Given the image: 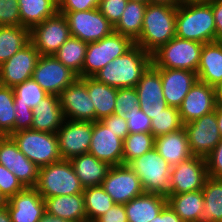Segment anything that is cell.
<instances>
[{"instance_id": "obj_1", "label": "cell", "mask_w": 222, "mask_h": 222, "mask_svg": "<svg viewBox=\"0 0 222 222\" xmlns=\"http://www.w3.org/2000/svg\"><path fill=\"white\" fill-rule=\"evenodd\" d=\"M152 65V54L134 44L95 73L93 78L115 88H133Z\"/></svg>"}, {"instance_id": "obj_2", "label": "cell", "mask_w": 222, "mask_h": 222, "mask_svg": "<svg viewBox=\"0 0 222 222\" xmlns=\"http://www.w3.org/2000/svg\"><path fill=\"white\" fill-rule=\"evenodd\" d=\"M177 7L149 3L143 18L142 32L134 41L144 51L152 54L176 36Z\"/></svg>"}, {"instance_id": "obj_3", "label": "cell", "mask_w": 222, "mask_h": 222, "mask_svg": "<svg viewBox=\"0 0 222 222\" xmlns=\"http://www.w3.org/2000/svg\"><path fill=\"white\" fill-rule=\"evenodd\" d=\"M176 36L200 43L216 41V25L210 3H190L177 6Z\"/></svg>"}, {"instance_id": "obj_4", "label": "cell", "mask_w": 222, "mask_h": 222, "mask_svg": "<svg viewBox=\"0 0 222 222\" xmlns=\"http://www.w3.org/2000/svg\"><path fill=\"white\" fill-rule=\"evenodd\" d=\"M139 177L144 193L170 195L171 166L155 148L127 164Z\"/></svg>"}, {"instance_id": "obj_5", "label": "cell", "mask_w": 222, "mask_h": 222, "mask_svg": "<svg viewBox=\"0 0 222 222\" xmlns=\"http://www.w3.org/2000/svg\"><path fill=\"white\" fill-rule=\"evenodd\" d=\"M34 188L44 199L60 195L83 194L84 190L71 162L65 159L40 167Z\"/></svg>"}, {"instance_id": "obj_6", "label": "cell", "mask_w": 222, "mask_h": 222, "mask_svg": "<svg viewBox=\"0 0 222 222\" xmlns=\"http://www.w3.org/2000/svg\"><path fill=\"white\" fill-rule=\"evenodd\" d=\"M202 47L203 43L175 36L152 53V66L197 73Z\"/></svg>"}, {"instance_id": "obj_7", "label": "cell", "mask_w": 222, "mask_h": 222, "mask_svg": "<svg viewBox=\"0 0 222 222\" xmlns=\"http://www.w3.org/2000/svg\"><path fill=\"white\" fill-rule=\"evenodd\" d=\"M9 136L19 150L39 168L61 160L57 133L26 129Z\"/></svg>"}, {"instance_id": "obj_8", "label": "cell", "mask_w": 222, "mask_h": 222, "mask_svg": "<svg viewBox=\"0 0 222 222\" xmlns=\"http://www.w3.org/2000/svg\"><path fill=\"white\" fill-rule=\"evenodd\" d=\"M135 42L128 36L113 31L103 39L88 43L82 78L93 77L96 72L127 52Z\"/></svg>"}, {"instance_id": "obj_9", "label": "cell", "mask_w": 222, "mask_h": 222, "mask_svg": "<svg viewBox=\"0 0 222 222\" xmlns=\"http://www.w3.org/2000/svg\"><path fill=\"white\" fill-rule=\"evenodd\" d=\"M59 13L66 17L71 36L86 43L99 41L114 31V26L98 8Z\"/></svg>"}, {"instance_id": "obj_10", "label": "cell", "mask_w": 222, "mask_h": 222, "mask_svg": "<svg viewBox=\"0 0 222 222\" xmlns=\"http://www.w3.org/2000/svg\"><path fill=\"white\" fill-rule=\"evenodd\" d=\"M70 36L67 19L59 12L30 30V42L40 55H54Z\"/></svg>"}, {"instance_id": "obj_11", "label": "cell", "mask_w": 222, "mask_h": 222, "mask_svg": "<svg viewBox=\"0 0 222 222\" xmlns=\"http://www.w3.org/2000/svg\"><path fill=\"white\" fill-rule=\"evenodd\" d=\"M32 78L46 93L59 96L67 86L78 78V75L54 55H41Z\"/></svg>"}, {"instance_id": "obj_12", "label": "cell", "mask_w": 222, "mask_h": 222, "mask_svg": "<svg viewBox=\"0 0 222 222\" xmlns=\"http://www.w3.org/2000/svg\"><path fill=\"white\" fill-rule=\"evenodd\" d=\"M65 119L73 121H96V110L89 96L86 77L77 78L59 95Z\"/></svg>"}, {"instance_id": "obj_13", "label": "cell", "mask_w": 222, "mask_h": 222, "mask_svg": "<svg viewBox=\"0 0 222 222\" xmlns=\"http://www.w3.org/2000/svg\"><path fill=\"white\" fill-rule=\"evenodd\" d=\"M193 156L206 158L221 140L215 111L184 124Z\"/></svg>"}, {"instance_id": "obj_14", "label": "cell", "mask_w": 222, "mask_h": 222, "mask_svg": "<svg viewBox=\"0 0 222 222\" xmlns=\"http://www.w3.org/2000/svg\"><path fill=\"white\" fill-rule=\"evenodd\" d=\"M101 186L115 204H126L144 193L139 177L128 165L111 166Z\"/></svg>"}, {"instance_id": "obj_15", "label": "cell", "mask_w": 222, "mask_h": 222, "mask_svg": "<svg viewBox=\"0 0 222 222\" xmlns=\"http://www.w3.org/2000/svg\"><path fill=\"white\" fill-rule=\"evenodd\" d=\"M92 133L93 122L65 119L57 131L61 159L70 160L72 157L88 153Z\"/></svg>"}, {"instance_id": "obj_16", "label": "cell", "mask_w": 222, "mask_h": 222, "mask_svg": "<svg viewBox=\"0 0 222 222\" xmlns=\"http://www.w3.org/2000/svg\"><path fill=\"white\" fill-rule=\"evenodd\" d=\"M207 177L206 159L192 156L171 167L170 195L202 190Z\"/></svg>"}, {"instance_id": "obj_17", "label": "cell", "mask_w": 222, "mask_h": 222, "mask_svg": "<svg viewBox=\"0 0 222 222\" xmlns=\"http://www.w3.org/2000/svg\"><path fill=\"white\" fill-rule=\"evenodd\" d=\"M0 164L10 170L24 187H35L37 167L17 147L10 136H0Z\"/></svg>"}, {"instance_id": "obj_18", "label": "cell", "mask_w": 222, "mask_h": 222, "mask_svg": "<svg viewBox=\"0 0 222 222\" xmlns=\"http://www.w3.org/2000/svg\"><path fill=\"white\" fill-rule=\"evenodd\" d=\"M40 56L34 45L29 42L0 66V85L13 88L31 79Z\"/></svg>"}, {"instance_id": "obj_19", "label": "cell", "mask_w": 222, "mask_h": 222, "mask_svg": "<svg viewBox=\"0 0 222 222\" xmlns=\"http://www.w3.org/2000/svg\"><path fill=\"white\" fill-rule=\"evenodd\" d=\"M88 153L110 166L123 165V140L101 121H95Z\"/></svg>"}, {"instance_id": "obj_20", "label": "cell", "mask_w": 222, "mask_h": 222, "mask_svg": "<svg viewBox=\"0 0 222 222\" xmlns=\"http://www.w3.org/2000/svg\"><path fill=\"white\" fill-rule=\"evenodd\" d=\"M216 105L215 87L197 80L183 99L179 113L187 124L215 111Z\"/></svg>"}, {"instance_id": "obj_21", "label": "cell", "mask_w": 222, "mask_h": 222, "mask_svg": "<svg viewBox=\"0 0 222 222\" xmlns=\"http://www.w3.org/2000/svg\"><path fill=\"white\" fill-rule=\"evenodd\" d=\"M12 222H39L46 212L44 198L34 187H25L6 203Z\"/></svg>"}, {"instance_id": "obj_22", "label": "cell", "mask_w": 222, "mask_h": 222, "mask_svg": "<svg viewBox=\"0 0 222 222\" xmlns=\"http://www.w3.org/2000/svg\"><path fill=\"white\" fill-rule=\"evenodd\" d=\"M139 108L150 115H155L168 107L163 94L160 73L151 65L135 86Z\"/></svg>"}, {"instance_id": "obj_23", "label": "cell", "mask_w": 222, "mask_h": 222, "mask_svg": "<svg viewBox=\"0 0 222 222\" xmlns=\"http://www.w3.org/2000/svg\"><path fill=\"white\" fill-rule=\"evenodd\" d=\"M155 69L160 73L167 105L179 108L191 87L198 80L197 73L182 69Z\"/></svg>"}, {"instance_id": "obj_24", "label": "cell", "mask_w": 222, "mask_h": 222, "mask_svg": "<svg viewBox=\"0 0 222 222\" xmlns=\"http://www.w3.org/2000/svg\"><path fill=\"white\" fill-rule=\"evenodd\" d=\"M32 111L33 122L31 129L36 131L57 133L65 121L59 96L57 95L48 94Z\"/></svg>"}, {"instance_id": "obj_25", "label": "cell", "mask_w": 222, "mask_h": 222, "mask_svg": "<svg viewBox=\"0 0 222 222\" xmlns=\"http://www.w3.org/2000/svg\"><path fill=\"white\" fill-rule=\"evenodd\" d=\"M154 148L171 167L193 156L185 128L155 137Z\"/></svg>"}, {"instance_id": "obj_26", "label": "cell", "mask_w": 222, "mask_h": 222, "mask_svg": "<svg viewBox=\"0 0 222 222\" xmlns=\"http://www.w3.org/2000/svg\"><path fill=\"white\" fill-rule=\"evenodd\" d=\"M197 77L213 87L222 82V41L203 44Z\"/></svg>"}, {"instance_id": "obj_27", "label": "cell", "mask_w": 222, "mask_h": 222, "mask_svg": "<svg viewBox=\"0 0 222 222\" xmlns=\"http://www.w3.org/2000/svg\"><path fill=\"white\" fill-rule=\"evenodd\" d=\"M69 161L84 189L101 185L111 168L90 153L72 157Z\"/></svg>"}, {"instance_id": "obj_28", "label": "cell", "mask_w": 222, "mask_h": 222, "mask_svg": "<svg viewBox=\"0 0 222 222\" xmlns=\"http://www.w3.org/2000/svg\"><path fill=\"white\" fill-rule=\"evenodd\" d=\"M46 212L72 222H87L83 194L45 198Z\"/></svg>"}, {"instance_id": "obj_29", "label": "cell", "mask_w": 222, "mask_h": 222, "mask_svg": "<svg viewBox=\"0 0 222 222\" xmlns=\"http://www.w3.org/2000/svg\"><path fill=\"white\" fill-rule=\"evenodd\" d=\"M167 205V197L143 193L124 204L128 222H151Z\"/></svg>"}, {"instance_id": "obj_30", "label": "cell", "mask_w": 222, "mask_h": 222, "mask_svg": "<svg viewBox=\"0 0 222 222\" xmlns=\"http://www.w3.org/2000/svg\"><path fill=\"white\" fill-rule=\"evenodd\" d=\"M86 86L96 110V121L114 114L118 88L99 82L93 77H86Z\"/></svg>"}, {"instance_id": "obj_31", "label": "cell", "mask_w": 222, "mask_h": 222, "mask_svg": "<svg viewBox=\"0 0 222 222\" xmlns=\"http://www.w3.org/2000/svg\"><path fill=\"white\" fill-rule=\"evenodd\" d=\"M167 204L184 222H199L205 204L203 191L169 195Z\"/></svg>"}, {"instance_id": "obj_32", "label": "cell", "mask_w": 222, "mask_h": 222, "mask_svg": "<svg viewBox=\"0 0 222 222\" xmlns=\"http://www.w3.org/2000/svg\"><path fill=\"white\" fill-rule=\"evenodd\" d=\"M21 26L31 30L58 12L54 0H18Z\"/></svg>"}, {"instance_id": "obj_33", "label": "cell", "mask_w": 222, "mask_h": 222, "mask_svg": "<svg viewBox=\"0 0 222 222\" xmlns=\"http://www.w3.org/2000/svg\"><path fill=\"white\" fill-rule=\"evenodd\" d=\"M202 191L205 204L199 222H222V179L208 176Z\"/></svg>"}, {"instance_id": "obj_34", "label": "cell", "mask_w": 222, "mask_h": 222, "mask_svg": "<svg viewBox=\"0 0 222 222\" xmlns=\"http://www.w3.org/2000/svg\"><path fill=\"white\" fill-rule=\"evenodd\" d=\"M30 42V30L19 26H0V66Z\"/></svg>"}, {"instance_id": "obj_35", "label": "cell", "mask_w": 222, "mask_h": 222, "mask_svg": "<svg viewBox=\"0 0 222 222\" xmlns=\"http://www.w3.org/2000/svg\"><path fill=\"white\" fill-rule=\"evenodd\" d=\"M146 6L147 4L141 2L128 1L120 20L114 26V31L135 41L142 32Z\"/></svg>"}, {"instance_id": "obj_36", "label": "cell", "mask_w": 222, "mask_h": 222, "mask_svg": "<svg viewBox=\"0 0 222 222\" xmlns=\"http://www.w3.org/2000/svg\"><path fill=\"white\" fill-rule=\"evenodd\" d=\"M88 43L79 38L72 37L64 42L54 56L66 67L82 78V67L85 60Z\"/></svg>"}, {"instance_id": "obj_37", "label": "cell", "mask_w": 222, "mask_h": 222, "mask_svg": "<svg viewBox=\"0 0 222 222\" xmlns=\"http://www.w3.org/2000/svg\"><path fill=\"white\" fill-rule=\"evenodd\" d=\"M83 195L87 222H94L115 205L101 185L85 188Z\"/></svg>"}, {"instance_id": "obj_38", "label": "cell", "mask_w": 222, "mask_h": 222, "mask_svg": "<svg viewBox=\"0 0 222 222\" xmlns=\"http://www.w3.org/2000/svg\"><path fill=\"white\" fill-rule=\"evenodd\" d=\"M151 133L154 137L172 133L184 128L179 108L168 106L155 115H150Z\"/></svg>"}, {"instance_id": "obj_39", "label": "cell", "mask_w": 222, "mask_h": 222, "mask_svg": "<svg viewBox=\"0 0 222 222\" xmlns=\"http://www.w3.org/2000/svg\"><path fill=\"white\" fill-rule=\"evenodd\" d=\"M155 137L148 133H129L123 140V165L154 148Z\"/></svg>"}, {"instance_id": "obj_40", "label": "cell", "mask_w": 222, "mask_h": 222, "mask_svg": "<svg viewBox=\"0 0 222 222\" xmlns=\"http://www.w3.org/2000/svg\"><path fill=\"white\" fill-rule=\"evenodd\" d=\"M12 89L15 107H29L33 109L48 95L33 78L14 86Z\"/></svg>"}, {"instance_id": "obj_41", "label": "cell", "mask_w": 222, "mask_h": 222, "mask_svg": "<svg viewBox=\"0 0 222 222\" xmlns=\"http://www.w3.org/2000/svg\"><path fill=\"white\" fill-rule=\"evenodd\" d=\"M15 122L14 92L11 87L0 85V134H13Z\"/></svg>"}, {"instance_id": "obj_42", "label": "cell", "mask_w": 222, "mask_h": 222, "mask_svg": "<svg viewBox=\"0 0 222 222\" xmlns=\"http://www.w3.org/2000/svg\"><path fill=\"white\" fill-rule=\"evenodd\" d=\"M136 107H139V98L136 88H118L114 114L124 116Z\"/></svg>"}, {"instance_id": "obj_43", "label": "cell", "mask_w": 222, "mask_h": 222, "mask_svg": "<svg viewBox=\"0 0 222 222\" xmlns=\"http://www.w3.org/2000/svg\"><path fill=\"white\" fill-rule=\"evenodd\" d=\"M128 124L129 133L151 132V119L139 107H136L123 116Z\"/></svg>"}, {"instance_id": "obj_44", "label": "cell", "mask_w": 222, "mask_h": 222, "mask_svg": "<svg viewBox=\"0 0 222 222\" xmlns=\"http://www.w3.org/2000/svg\"><path fill=\"white\" fill-rule=\"evenodd\" d=\"M25 187L17 177L6 167L0 164V193L6 200L20 192Z\"/></svg>"}, {"instance_id": "obj_45", "label": "cell", "mask_w": 222, "mask_h": 222, "mask_svg": "<svg viewBox=\"0 0 222 222\" xmlns=\"http://www.w3.org/2000/svg\"><path fill=\"white\" fill-rule=\"evenodd\" d=\"M21 25L18 0H0V26Z\"/></svg>"}, {"instance_id": "obj_46", "label": "cell", "mask_w": 222, "mask_h": 222, "mask_svg": "<svg viewBox=\"0 0 222 222\" xmlns=\"http://www.w3.org/2000/svg\"><path fill=\"white\" fill-rule=\"evenodd\" d=\"M128 0H100L98 10L115 26L121 18Z\"/></svg>"}, {"instance_id": "obj_47", "label": "cell", "mask_w": 222, "mask_h": 222, "mask_svg": "<svg viewBox=\"0 0 222 222\" xmlns=\"http://www.w3.org/2000/svg\"><path fill=\"white\" fill-rule=\"evenodd\" d=\"M209 177L222 179V138L212 152L205 158Z\"/></svg>"}, {"instance_id": "obj_48", "label": "cell", "mask_w": 222, "mask_h": 222, "mask_svg": "<svg viewBox=\"0 0 222 222\" xmlns=\"http://www.w3.org/2000/svg\"><path fill=\"white\" fill-rule=\"evenodd\" d=\"M100 0H62L58 12L88 11L98 8Z\"/></svg>"}, {"instance_id": "obj_49", "label": "cell", "mask_w": 222, "mask_h": 222, "mask_svg": "<svg viewBox=\"0 0 222 222\" xmlns=\"http://www.w3.org/2000/svg\"><path fill=\"white\" fill-rule=\"evenodd\" d=\"M101 122L110 128L116 134V136L120 137L122 140H124L129 134L128 124L123 116L112 114L103 118Z\"/></svg>"}, {"instance_id": "obj_50", "label": "cell", "mask_w": 222, "mask_h": 222, "mask_svg": "<svg viewBox=\"0 0 222 222\" xmlns=\"http://www.w3.org/2000/svg\"><path fill=\"white\" fill-rule=\"evenodd\" d=\"M33 111L31 108L15 107V122L13 133L19 130L31 129Z\"/></svg>"}, {"instance_id": "obj_51", "label": "cell", "mask_w": 222, "mask_h": 222, "mask_svg": "<svg viewBox=\"0 0 222 222\" xmlns=\"http://www.w3.org/2000/svg\"><path fill=\"white\" fill-rule=\"evenodd\" d=\"M94 222H128L124 205L115 204L110 210L101 215Z\"/></svg>"}, {"instance_id": "obj_52", "label": "cell", "mask_w": 222, "mask_h": 222, "mask_svg": "<svg viewBox=\"0 0 222 222\" xmlns=\"http://www.w3.org/2000/svg\"><path fill=\"white\" fill-rule=\"evenodd\" d=\"M212 6L216 25V41H222V0H212Z\"/></svg>"}, {"instance_id": "obj_53", "label": "cell", "mask_w": 222, "mask_h": 222, "mask_svg": "<svg viewBox=\"0 0 222 222\" xmlns=\"http://www.w3.org/2000/svg\"><path fill=\"white\" fill-rule=\"evenodd\" d=\"M151 222H184L168 204L162 209L161 213Z\"/></svg>"}, {"instance_id": "obj_54", "label": "cell", "mask_w": 222, "mask_h": 222, "mask_svg": "<svg viewBox=\"0 0 222 222\" xmlns=\"http://www.w3.org/2000/svg\"><path fill=\"white\" fill-rule=\"evenodd\" d=\"M39 222H72V221L61 219L60 217L45 212Z\"/></svg>"}, {"instance_id": "obj_55", "label": "cell", "mask_w": 222, "mask_h": 222, "mask_svg": "<svg viewBox=\"0 0 222 222\" xmlns=\"http://www.w3.org/2000/svg\"><path fill=\"white\" fill-rule=\"evenodd\" d=\"M215 114L218 122L219 132L222 138V103H217L215 107Z\"/></svg>"}, {"instance_id": "obj_56", "label": "cell", "mask_w": 222, "mask_h": 222, "mask_svg": "<svg viewBox=\"0 0 222 222\" xmlns=\"http://www.w3.org/2000/svg\"><path fill=\"white\" fill-rule=\"evenodd\" d=\"M0 222H12L6 205L0 208Z\"/></svg>"}, {"instance_id": "obj_57", "label": "cell", "mask_w": 222, "mask_h": 222, "mask_svg": "<svg viewBox=\"0 0 222 222\" xmlns=\"http://www.w3.org/2000/svg\"><path fill=\"white\" fill-rule=\"evenodd\" d=\"M151 3L153 4H167L170 6L177 7L181 4L180 0H151Z\"/></svg>"}, {"instance_id": "obj_58", "label": "cell", "mask_w": 222, "mask_h": 222, "mask_svg": "<svg viewBox=\"0 0 222 222\" xmlns=\"http://www.w3.org/2000/svg\"><path fill=\"white\" fill-rule=\"evenodd\" d=\"M215 94L217 103H222V82L215 86Z\"/></svg>"}, {"instance_id": "obj_59", "label": "cell", "mask_w": 222, "mask_h": 222, "mask_svg": "<svg viewBox=\"0 0 222 222\" xmlns=\"http://www.w3.org/2000/svg\"><path fill=\"white\" fill-rule=\"evenodd\" d=\"M212 0H180L181 4H190V3H209Z\"/></svg>"}, {"instance_id": "obj_60", "label": "cell", "mask_w": 222, "mask_h": 222, "mask_svg": "<svg viewBox=\"0 0 222 222\" xmlns=\"http://www.w3.org/2000/svg\"><path fill=\"white\" fill-rule=\"evenodd\" d=\"M7 203V200L4 198V196L0 193V208L4 207Z\"/></svg>"}, {"instance_id": "obj_61", "label": "cell", "mask_w": 222, "mask_h": 222, "mask_svg": "<svg viewBox=\"0 0 222 222\" xmlns=\"http://www.w3.org/2000/svg\"><path fill=\"white\" fill-rule=\"evenodd\" d=\"M128 1H136V2H141V3H144V4L151 3V0H128Z\"/></svg>"}, {"instance_id": "obj_62", "label": "cell", "mask_w": 222, "mask_h": 222, "mask_svg": "<svg viewBox=\"0 0 222 222\" xmlns=\"http://www.w3.org/2000/svg\"><path fill=\"white\" fill-rule=\"evenodd\" d=\"M54 1L59 5L62 0H54Z\"/></svg>"}]
</instances>
